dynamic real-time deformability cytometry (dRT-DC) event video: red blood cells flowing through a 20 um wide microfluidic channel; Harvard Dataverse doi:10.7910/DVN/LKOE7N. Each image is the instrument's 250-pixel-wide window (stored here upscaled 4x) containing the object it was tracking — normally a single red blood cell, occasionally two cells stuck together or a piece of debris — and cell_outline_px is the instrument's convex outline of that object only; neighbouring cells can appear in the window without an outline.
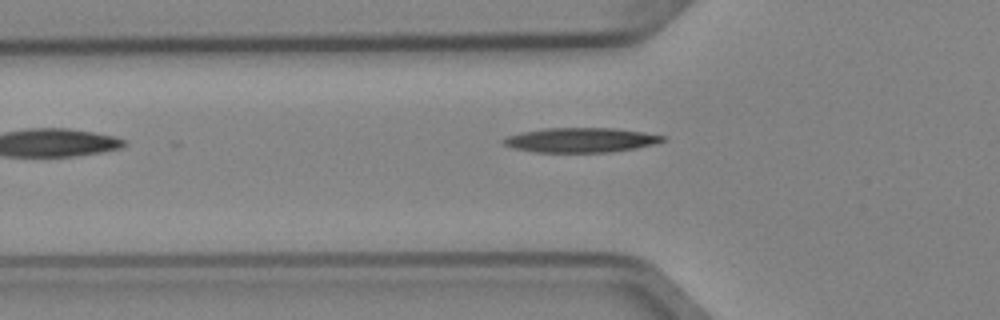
{"species": "Egyptian fruit bat (a non-hibernating species)", "species_latin": "Rousettus aegyptiacus", "temperature_condition": "cold", "stored_images_in_passage": 6, "camera_frame_rate_fps": 3000, "um_per_image_px": 0.085, "animal": {"sex": "female"}, "frame": {"image": 1, "passage_image": 5, "time_ms": 1.333, "image_size_px": [1000, 320], "cell_outline_px": [[664, 140], [656, 144], [636, 148], [608, 152], [536, 152], [512, 148], [504, 144], [500, 140], [508, 136], [520, 132], [544, 128], [616, 128], [644, 132], [664, 136]], "centroid_in_image_um": [49.34, 11.9], "position_along_channel_um": 76.5, "area_um2": 22.89}}
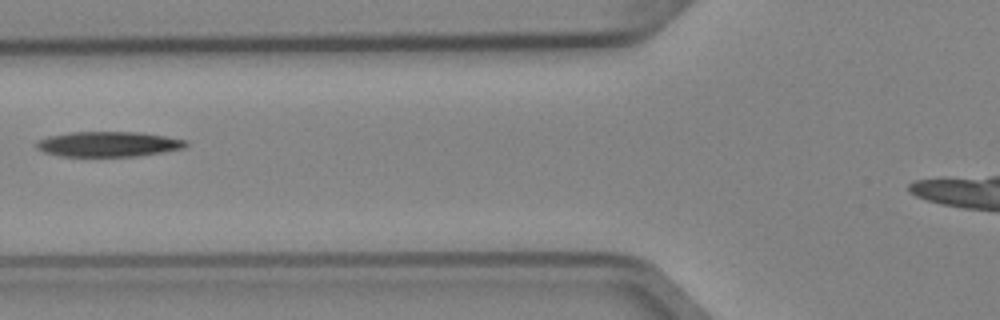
{"frame": {"image": 2, "passage_image": 6, "time_ms": 1.667, "image_size_px": [1000, 320], "cell_outline_px": [[188, 144], [184, 148], [136, 156], [60, 156], [44, 152], [36, 148], [36, 144], [40, 140], [48, 136], [72, 132], [140, 132], [188, 140]], "centroid_in_image_um": [9.21, 12.24], "position_along_channel_um": 116.6, "area_um2": 21.73}}